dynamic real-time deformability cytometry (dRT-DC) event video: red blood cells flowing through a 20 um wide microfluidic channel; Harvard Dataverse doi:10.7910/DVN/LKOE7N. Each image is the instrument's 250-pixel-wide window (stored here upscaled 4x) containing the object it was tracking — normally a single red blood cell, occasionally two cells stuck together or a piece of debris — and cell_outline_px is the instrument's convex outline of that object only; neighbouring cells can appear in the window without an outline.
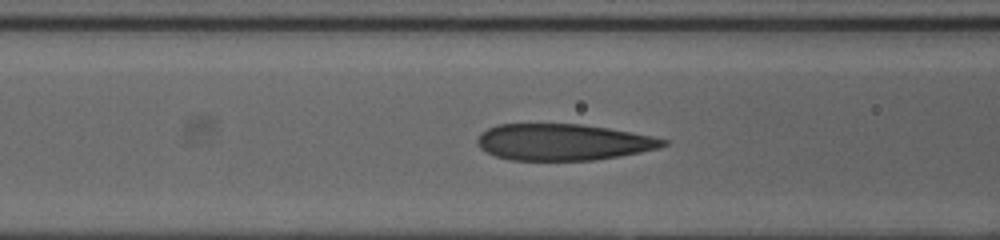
{"species": "human", "species_latin": "Homo sapiens", "temperature_condition": "cold", "stored_images_in_passage": 33, "camera_frame_rate_fps": 3000, "um_per_image_px": 0.085, "donor": {"sex": "female"}, "frame": {"image": 1, "passage_image": 13, "time_ms": 4.0, "image_size_px": [1000, 240], "cell_outline_px": [[668, 144], [660, 148], [620, 156], [592, 160], [512, 160], [496, 156], [480, 148], [476, 140], [488, 128], [496, 124], [580, 124], [608, 128], [632, 132], [652, 136], [668, 140]], "centroid_in_image_um": [47.9, 12.08], "position_along_channel_um": 118.7, "area_um2": 39.3}}
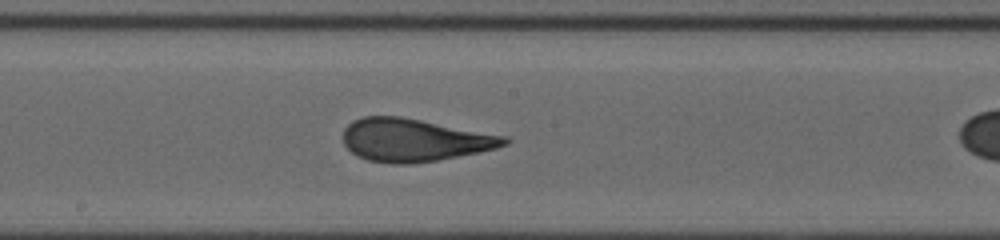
{"frame": {"image": 2, "passage_image": 20, "time_ms": 6.333, "image_size_px": [1000, 240], "cell_outline_px": [[512, 140], [508, 144], [496, 148], [436, 160], [408, 164], [392, 164], [368, 160], [356, 156], [344, 144], [344, 128], [352, 120], [364, 116], [400, 116], [508, 136]], "centroid_in_image_um": [35.2, 11.89], "position_along_channel_um": 213.0, "area_um2": 40.17}}
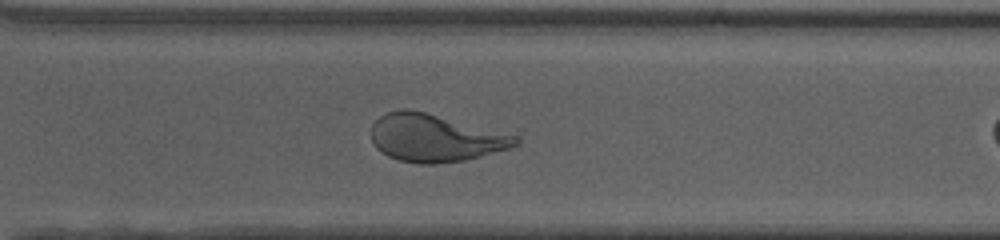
{"frame": {"image": 3, "passage_image": 29, "time_ms": 9.333, "image_size_px": [1000, 240], "cell_outline_px": [[520, 144], [508, 148], [480, 156], [464, 160], [436, 164], [420, 164], [400, 160], [388, 156], [380, 152], [376, 148], [372, 140], [372, 124], [380, 116], [388, 112], [400, 108], [408, 108], [520, 136]], "centroid_in_image_um": [36.97, 11.72], "position_along_channel_um": 333.6, "area_um2": 39.88}}